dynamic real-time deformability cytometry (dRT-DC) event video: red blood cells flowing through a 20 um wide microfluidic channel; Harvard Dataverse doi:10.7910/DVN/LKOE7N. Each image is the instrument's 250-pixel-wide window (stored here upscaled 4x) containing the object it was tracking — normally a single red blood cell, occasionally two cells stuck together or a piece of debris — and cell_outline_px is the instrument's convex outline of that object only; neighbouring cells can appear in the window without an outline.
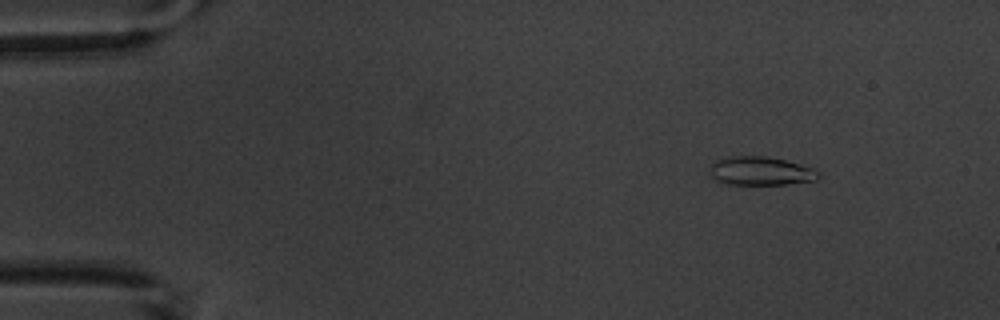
{"species": "common noctule bat (a hibernating species)", "species_latin": "Nyctalus noctula", "temperature_condition": "warm", "stored_images_in_passage": 5, "camera_frame_rate_fps": 3000, "um_per_image_px": 0.085, "animal": {"sex": "male", "body_mass_g": 20.1, "forearm_length_mm": 53.5}, "frame": {"image": 1, "passage_image": 1, "time_ms": 0.0, "image_size_px": [1000, 320], "cell_outline_px": [[820, 176], [816, 180], [788, 184], [728, 184], [716, 180], [712, 176], [712, 164], [716, 160], [728, 156], [768, 156], [816, 168], [820, 172]], "centroid_in_image_um": [64.72, 14.53], "position_along_channel_um": 20.3, "area_um2": 18.09}}
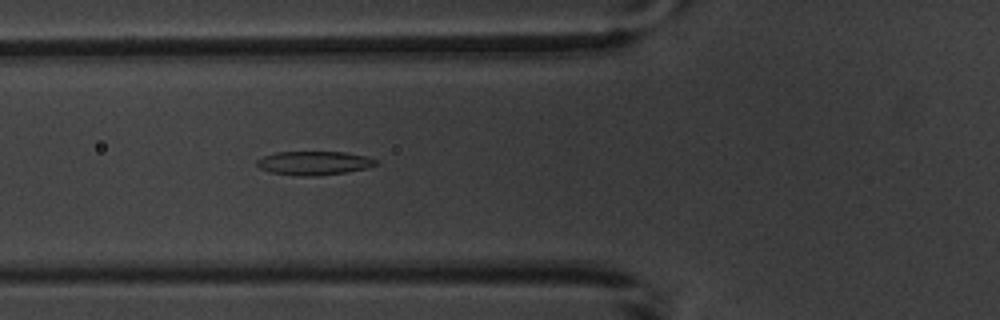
{"frame": {"image": 2, "passage_image": 5, "time_ms": 4.667, "image_size_px": [1000, 320], "cell_outline_px": [[380, 164], [368, 168], [348, 172], [316, 176], [296, 176], [272, 172], [260, 168], [256, 164], [256, 160], [264, 156], [276, 152], [344, 152], [368, 156], [380, 160]], "centroid_in_image_um": [26.77, 13.86], "position_along_channel_um": 99.0, "area_um2": 16.76}}